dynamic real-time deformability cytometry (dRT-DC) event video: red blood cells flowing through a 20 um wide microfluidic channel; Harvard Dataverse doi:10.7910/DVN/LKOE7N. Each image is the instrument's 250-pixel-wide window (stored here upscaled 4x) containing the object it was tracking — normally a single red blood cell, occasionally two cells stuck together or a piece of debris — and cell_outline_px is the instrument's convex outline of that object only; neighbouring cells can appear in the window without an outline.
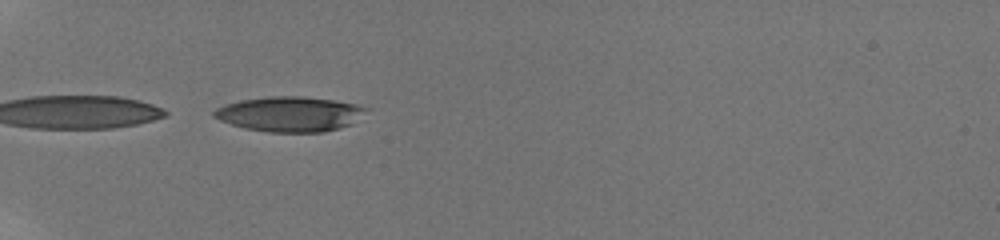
{"species": "human", "species_latin": "Homo sapiens", "temperature_condition": "room temperature", "stored_images_in_passage": 43, "camera_frame_rate_fps": 3000, "um_per_image_px": 0.085, "donor": {"sex": "male"}, "frame": {"image": 1, "passage_image": 1, "time_ms": 0.0, "image_size_px": [1000, 240], "cell_outline_px": [[368, 108], [352, 124], [340, 128], [324, 132], [268, 132], [244, 128], [220, 120], [212, 116], [212, 112], [216, 108], [224, 104], [240, 100], [268, 96], [304, 96], [332, 100], [356, 104]], "centroid_in_image_um": [24.59, 9.69], "position_along_channel_um": 60.4, "area_um2": 31.04}}
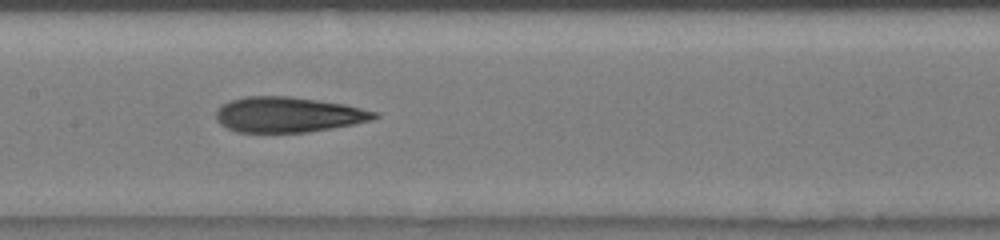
{"frame": {"image": 2, "passage_image": 14, "time_ms": 3.667, "image_size_px": [1000, 240], "cell_outline_px": [[380, 116], [372, 120], [352, 124], [308, 132], [236, 132], [220, 124], [216, 120], [216, 112], [220, 104], [228, 100], [248, 96], [292, 96], [344, 104], [376, 112]], "centroid_in_image_um": [24.44, 9.73], "position_along_channel_um": 183.0, "area_um2": 32.6}}
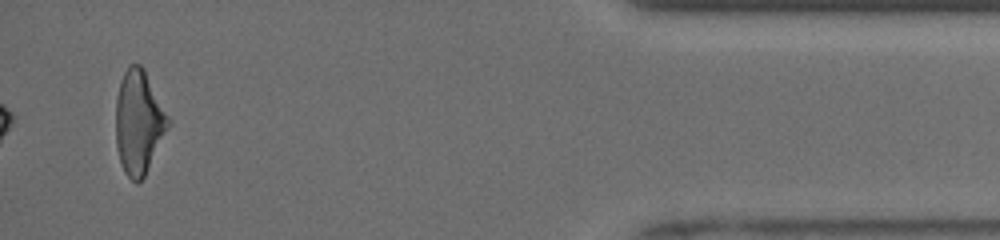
{"frame": {"image": 3, "passage_image": 42, "time_ms": 11.0, "image_size_px": [1000, 240], "cell_outline_px": [[172, 120], [144, 176], [136, 184], [124, 172], [120, 164], [116, 148], [116, 96], [120, 80], [128, 64], [140, 64], [144, 68]], "centroid_in_image_um": [11.79, 10.35], "position_along_channel_um": 423.4, "area_um2": 31.96}, "authors_computed_cell_mechanics": {"area_um2": 32.2524, "velocity_mm_per_s": 3.9739, "shape_relaxation_time_tau1_ms": 5.7643, "shape_relaxation_time_tau2_ms": 2.3918, "deformation_change_tau1": 0.1992, "deformation_change_tau2": 0.1315}}